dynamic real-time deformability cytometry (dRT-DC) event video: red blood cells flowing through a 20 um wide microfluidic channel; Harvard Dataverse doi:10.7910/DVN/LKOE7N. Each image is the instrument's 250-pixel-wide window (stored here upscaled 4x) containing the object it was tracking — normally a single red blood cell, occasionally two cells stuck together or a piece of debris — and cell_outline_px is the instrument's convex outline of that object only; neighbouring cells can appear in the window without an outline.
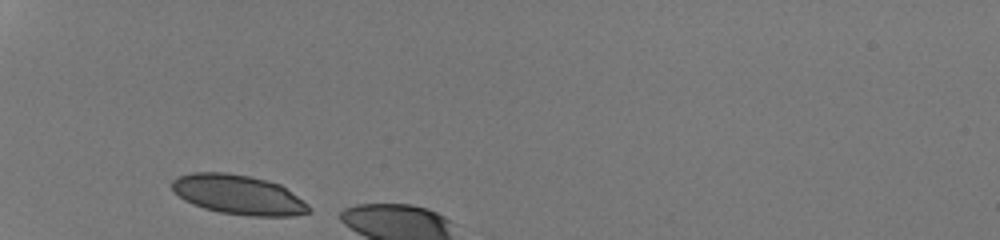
{"species": "human", "species_latin": "Homo sapiens", "temperature_condition": "room temperature", "stored_images_in_passage": 4, "camera_frame_rate_fps": 3000, "um_per_image_px": 0.085, "donor": {"sex": "male"}, "frame": {"image": 1, "passage_image": 1, "time_ms": 0.0, "image_size_px": [1000, 240], "cell_outline_px": [[312, 212], [292, 216], [252, 216], [220, 212], [204, 208], [192, 204], [184, 200], [172, 192], [172, 180], [176, 176], [192, 172], [228, 172], [252, 176], [280, 184], [308, 204], [312, 208]], "centroid_in_image_um": [20.24, 16.54], "position_along_channel_um": 64.8, "area_um2": 31.85}}